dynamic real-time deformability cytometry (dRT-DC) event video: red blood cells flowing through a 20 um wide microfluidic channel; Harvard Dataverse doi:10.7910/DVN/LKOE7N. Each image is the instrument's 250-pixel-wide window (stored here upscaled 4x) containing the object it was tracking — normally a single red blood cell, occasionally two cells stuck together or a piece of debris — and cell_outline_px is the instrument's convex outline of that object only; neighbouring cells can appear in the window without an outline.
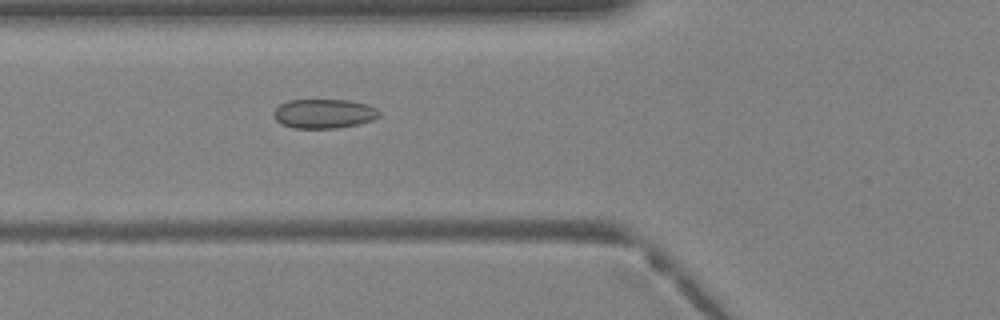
{"species": "Egyptian fruit bat (a non-hibernating species)", "species_latin": "Rousettus aegyptiacus", "temperature_condition": "warm", "stored_images_in_passage": 37, "camera_frame_rate_fps": 3000, "um_per_image_px": 0.085, "animal": {"sex": "female"}, "frame": {"image": 1, "passage_image": 13, "time_ms": 4.0, "image_size_px": [1000, 320], "cell_outline_px": [[380, 116], [372, 120], [360, 124], [336, 128], [292, 128], [280, 124], [272, 116], [272, 112], [280, 104], [288, 100], [348, 100], [368, 104], [376, 108], [380, 112]], "centroid_in_image_um": [27.52, 9.66], "position_along_channel_um": 98.3, "area_um2": 18.26}}
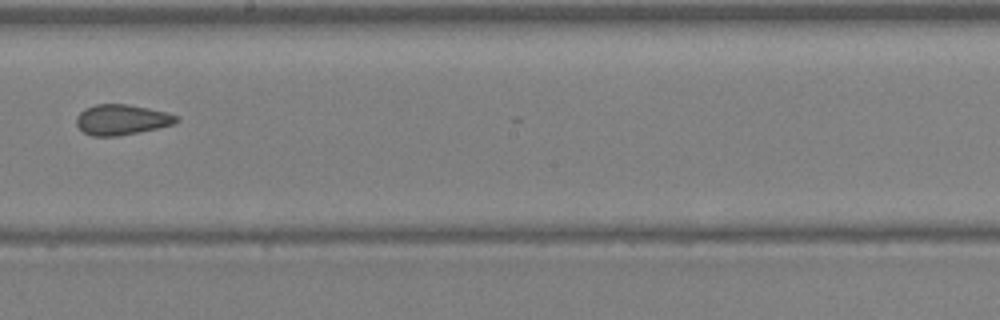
{"frame": {"image": 2, "passage_image": 21, "time_ms": 6.667, "image_size_px": [1000, 320], "cell_outline_px": [[180, 120], [172, 124], [156, 128], [116, 136], [92, 136], [84, 132], [76, 124], [76, 116], [84, 108], [96, 104], [128, 104], [168, 112], [176, 116]], "centroid_in_image_um": [10.31, 10.16], "position_along_channel_um": 237.9, "area_um2": 17.57}}
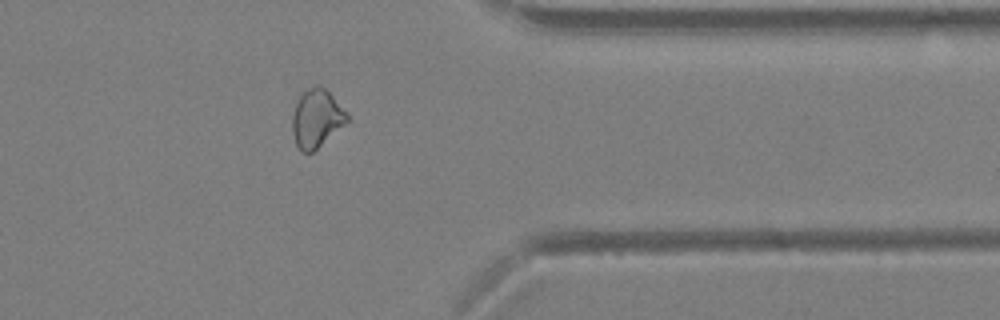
{"frame": {"image": 3, "passage_image": 30, "time_ms": 9.667, "image_size_px": [1000, 320], "cell_outline_px": [[348, 120], [344, 124], [312, 152], [300, 152], [296, 144], [292, 132], [292, 116], [296, 104], [300, 96], [308, 88], [316, 84], [320, 84], [348, 112]], "centroid_in_image_um": [26.89, 10.05], "position_along_channel_um": 384.5, "area_um2": 18.26}}